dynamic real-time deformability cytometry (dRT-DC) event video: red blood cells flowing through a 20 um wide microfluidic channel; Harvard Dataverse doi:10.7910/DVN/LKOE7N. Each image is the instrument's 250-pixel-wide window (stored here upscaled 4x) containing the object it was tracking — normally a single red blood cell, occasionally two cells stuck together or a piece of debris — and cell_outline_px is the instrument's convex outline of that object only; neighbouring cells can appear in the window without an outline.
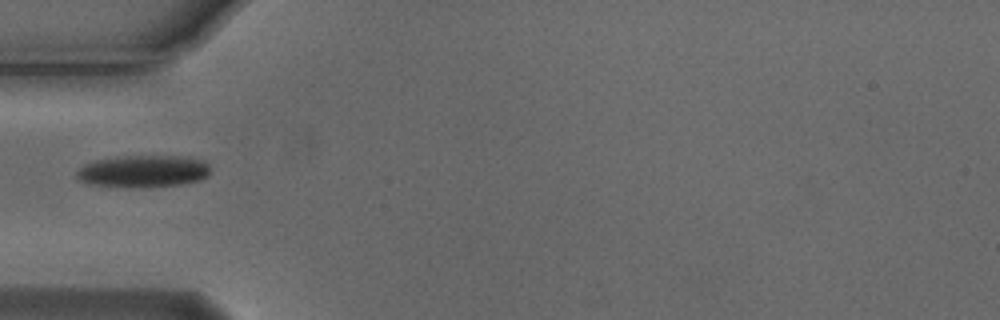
{"species": "Egyptian fruit bat (a non-hibernating species)", "species_latin": "Rousettus aegyptiacus", "temperature_condition": "cold", "stored_images_in_passage": 2, "camera_frame_rate_fps": 3000, "um_per_image_px": 0.085, "animal": {"sex": "male"}, "frame": {"image": 1, "passage_image": 1, "time_ms": 0.0, "image_size_px": [1000, 320], "cell_outline_px": [[208, 176], [200, 180], [180, 184], [148, 188], [132, 188], [88, 184], [80, 180], [76, 176], [76, 172], [84, 164], [96, 160], [116, 156], [188, 156], [204, 160], [208, 164]], "centroid_in_image_um": [12.17, 14.56], "position_along_channel_um": 72.8, "area_um2": 25.43}}
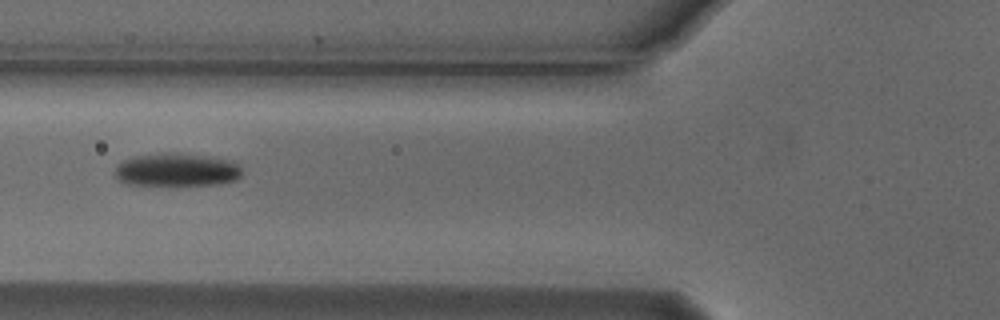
{"frame": {"image": 2, "passage_image": 2, "time_ms": 0.333, "image_size_px": [1000, 320], "cell_outline_px": [[240, 176], [236, 180], [216, 184], [128, 184], [116, 180], [116, 164], [124, 160], [136, 156], [164, 152], [176, 152], [212, 156], [232, 160], [240, 164]], "centroid_in_image_um": [15.04, 14.4], "position_along_channel_um": 110.8, "area_um2": 24.57}}